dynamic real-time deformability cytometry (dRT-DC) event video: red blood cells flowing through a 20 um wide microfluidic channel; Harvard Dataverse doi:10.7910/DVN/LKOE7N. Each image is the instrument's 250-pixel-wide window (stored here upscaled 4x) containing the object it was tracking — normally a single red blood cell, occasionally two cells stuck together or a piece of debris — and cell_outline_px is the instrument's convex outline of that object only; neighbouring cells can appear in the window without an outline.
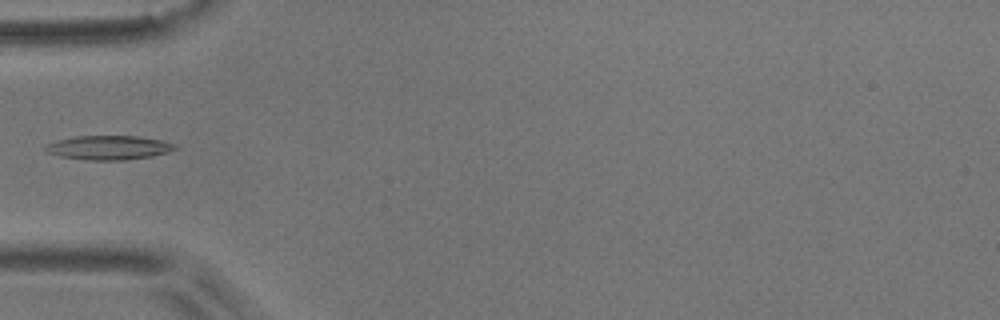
{"species": "common noctule bat (a hibernating species)", "species_latin": "Nyctalus noctula", "temperature_condition": "room temperature", "stored_images_in_passage": 2, "camera_frame_rate_fps": 3000, "um_per_image_px": 0.085, "animal": {"sex": "male", "body_mass_g": 17.9}, "frame": {"image": 1, "passage_image": 2, "time_ms": 0.333, "image_size_px": [1000, 320], "cell_outline_px": [[180, 148], [168, 152], [152, 156], [124, 160], [88, 160], [60, 156], [48, 152], [44, 148], [48, 144], [56, 140], [72, 136], [136, 136], [160, 140], [176, 144]], "centroid_in_image_um": [9.27, 12.54], "position_along_channel_um": 75.7, "area_um2": 18.21}}